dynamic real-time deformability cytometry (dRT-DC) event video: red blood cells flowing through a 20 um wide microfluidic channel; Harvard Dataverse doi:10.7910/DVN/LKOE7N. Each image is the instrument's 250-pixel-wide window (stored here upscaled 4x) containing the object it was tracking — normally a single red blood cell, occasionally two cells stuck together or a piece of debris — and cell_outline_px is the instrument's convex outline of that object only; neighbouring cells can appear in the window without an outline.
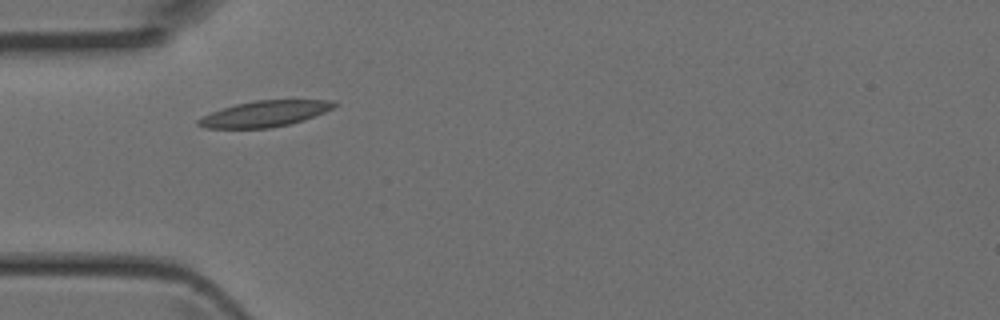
{"species": "Egyptian fruit bat (a non-hibernating species)", "species_latin": "Rousettus aegyptiacus", "temperature_condition": "room temperature", "stored_images_in_passage": 1, "camera_frame_rate_fps": 3000, "um_per_image_px": 0.085, "animal": {"sex": "female"}, "frame": {"image": 1, "passage_image": 1, "time_ms": 0.0, "image_size_px": [1000, 320], "cell_outline_px": [[340, 104], [324, 112], [304, 120], [272, 128], [204, 128], [196, 124], [196, 120], [220, 108], [236, 104], [256, 100], [332, 100]], "centroid_in_image_um": [22.49, 9.67], "position_along_channel_um": 62.5, "area_um2": 20.52}}